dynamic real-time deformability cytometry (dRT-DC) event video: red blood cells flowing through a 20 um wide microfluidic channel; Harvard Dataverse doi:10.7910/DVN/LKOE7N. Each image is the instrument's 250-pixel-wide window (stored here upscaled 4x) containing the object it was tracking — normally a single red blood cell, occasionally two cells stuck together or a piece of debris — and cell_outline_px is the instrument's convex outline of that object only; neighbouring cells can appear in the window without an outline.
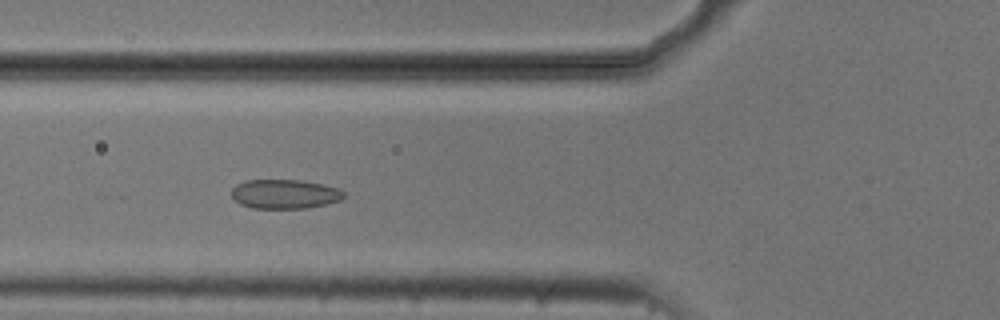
{"species": "common noctule bat (a hibernating species)", "species_latin": "Nyctalus noctula", "temperature_condition": "cold", "stored_images_in_passage": 51, "camera_frame_rate_fps": 3000, "um_per_image_px": 0.085, "animal": {"sex": "male", "body_mass_g": 20.5, "forearm_length_mm": 52.5}, "frame": {"image": 1, "passage_image": 17, "time_ms": 5.333, "image_size_px": [1000, 320], "cell_outline_px": [[344, 200], [304, 208], [252, 208], [240, 204], [232, 196], [232, 188], [236, 184], [248, 180], [300, 180], [324, 184], [340, 188], [344, 192]], "centroid_in_image_um": [24.23, 16.48], "position_along_channel_um": 101.6, "area_um2": 19.19}}
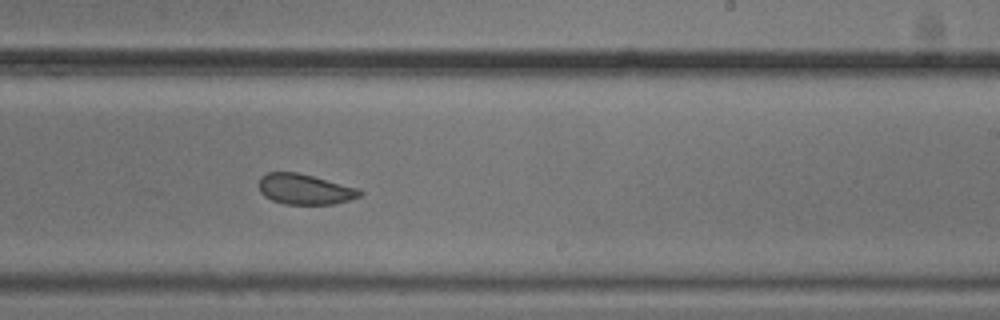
{"frame": {"image": 2, "passage_image": 30, "time_ms": 9.667, "image_size_px": [1000, 320], "cell_outline_px": [[364, 192], [360, 196], [348, 200], [332, 204], [284, 204], [272, 200], [264, 196], [260, 192], [260, 176], [268, 172], [296, 172], [312, 176], [356, 188]], "centroid_in_image_um": [25.87, 16.09], "position_along_channel_um": 263.1, "area_um2": 17.63}}
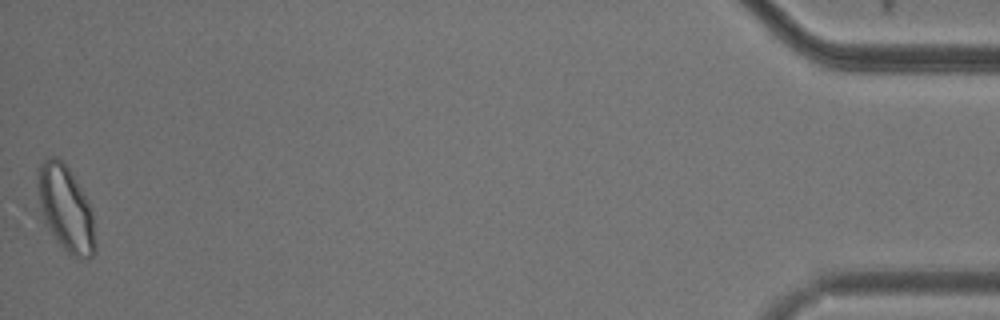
{"frame": {"image": 3, "passage_image": 51, "time_ms": 16.667, "image_size_px": [1000, 320], "cell_outline_px": [[96, 252], [88, 260], [72, 256], [56, 240], [48, 228], [36, 208], [36, 168], [48, 156], [56, 156], [64, 160], [88, 200], [92, 212], [96, 244]], "centroid_in_image_um": [5.53, 17.68], "position_along_channel_um": 429.7, "area_um2": 29.77}, "authors_computed_cell_mechanics": {"area_um2": 20.4612, "velocity_mm_per_s": 3.7162, "shape_relaxation_time_tau1_ms": 6.8017, "shape_relaxation_time_tau2_ms": 1.6497, "deformation_change_tau1": 0.0998, "deformation_change_tau2": 0.0585}}